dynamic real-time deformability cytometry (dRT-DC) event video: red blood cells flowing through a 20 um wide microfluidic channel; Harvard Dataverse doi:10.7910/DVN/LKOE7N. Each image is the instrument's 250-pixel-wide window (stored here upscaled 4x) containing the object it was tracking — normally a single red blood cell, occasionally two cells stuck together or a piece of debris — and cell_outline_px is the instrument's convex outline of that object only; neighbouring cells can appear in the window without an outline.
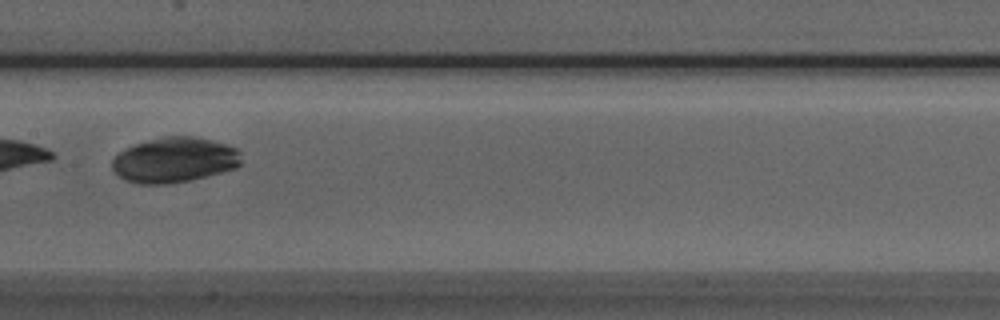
{"species": "Egyptian fruit bat (a non-hibernating species)", "species_latin": "Rousettus aegyptiacus", "temperature_condition": "room temperature", "stored_images_in_passage": 8, "camera_frame_rate_fps": 3000, "um_per_image_px": 0.085, "animal": {"sex": "male"}, "frame": {"image": 1, "passage_image": 8, "time_ms": 2.333, "image_size_px": [1000, 320], "cell_outline_px": [[240, 164], [236, 168], [192, 180], [168, 184], [140, 184], [124, 180], [112, 168], [112, 160], [120, 152], [136, 144], [168, 136], [192, 136], [212, 140], [228, 144], [236, 148], [240, 152]], "centroid_in_image_um": [14.86, 13.61], "position_along_channel_um": 192.5, "area_um2": 33.81}}